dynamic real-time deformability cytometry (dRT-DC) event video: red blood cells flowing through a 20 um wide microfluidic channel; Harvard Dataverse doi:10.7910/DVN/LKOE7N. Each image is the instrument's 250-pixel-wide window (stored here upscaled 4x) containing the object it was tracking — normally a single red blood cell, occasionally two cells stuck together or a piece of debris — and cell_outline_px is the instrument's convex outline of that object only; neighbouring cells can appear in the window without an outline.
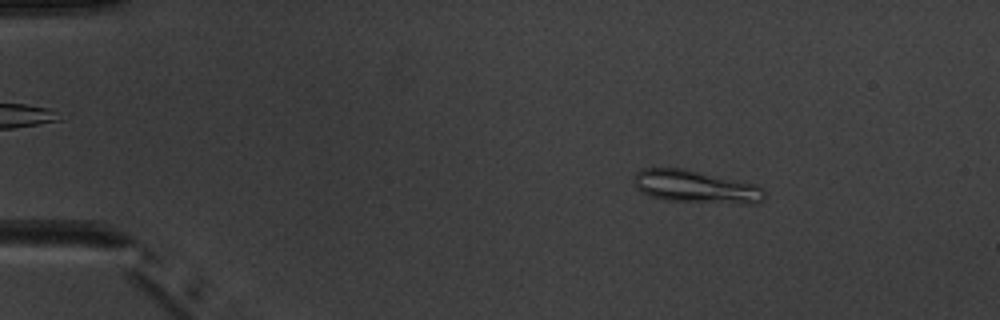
{"species": "common noctule bat (a hibernating species)", "species_latin": "Nyctalus noctula", "temperature_condition": "warm", "stored_images_in_passage": 3, "camera_frame_rate_fps": 3000, "um_per_image_px": 0.085, "animal": {"sex": "male", "body_mass_g": 20.1, "forearm_length_mm": 53.5}, "frame": {"image": 1, "passage_image": 1, "time_ms": 0.0, "image_size_px": [1000, 320], "cell_outline_px": [[768, 196], [760, 204], [740, 204], [664, 200], [652, 196], [636, 188], [632, 180], [636, 172], [640, 168], [680, 168], [756, 184]], "centroid_in_image_um": [59.16, 15.89], "position_along_channel_um": 25.8, "area_um2": 24.97}}